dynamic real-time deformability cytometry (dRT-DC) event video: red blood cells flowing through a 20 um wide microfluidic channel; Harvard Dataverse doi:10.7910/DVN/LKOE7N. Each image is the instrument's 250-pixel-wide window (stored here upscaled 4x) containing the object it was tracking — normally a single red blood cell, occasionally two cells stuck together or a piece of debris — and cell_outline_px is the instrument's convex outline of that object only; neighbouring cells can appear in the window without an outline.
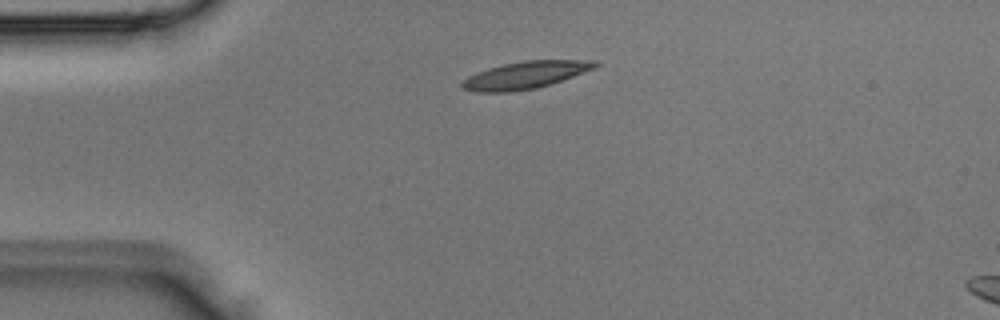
{"species": "Egyptian fruit bat (a non-hibernating species)", "species_latin": "Rousettus aegyptiacus", "temperature_condition": "room temperature", "stored_images_in_passage": 2, "segment_of_instrument_passage": [1, 2], "camera_frame_rate_fps": 3000, "um_per_image_px": 0.085, "animal": {"sex": "male"}, "frame": {"image": 1, "passage_image": 1, "time_ms": 0.0, "image_size_px": [1000, 320], "cell_outline_px": [[600, 64], [596, 68], [552, 84], [536, 88], [508, 92], [476, 92], [460, 88], [460, 84], [468, 76], [476, 72], [488, 68], [504, 64], [524, 60], [592, 60]], "centroid_in_image_um": [44.65, 6.38], "position_along_channel_um": 40.3, "area_um2": 21.27}}